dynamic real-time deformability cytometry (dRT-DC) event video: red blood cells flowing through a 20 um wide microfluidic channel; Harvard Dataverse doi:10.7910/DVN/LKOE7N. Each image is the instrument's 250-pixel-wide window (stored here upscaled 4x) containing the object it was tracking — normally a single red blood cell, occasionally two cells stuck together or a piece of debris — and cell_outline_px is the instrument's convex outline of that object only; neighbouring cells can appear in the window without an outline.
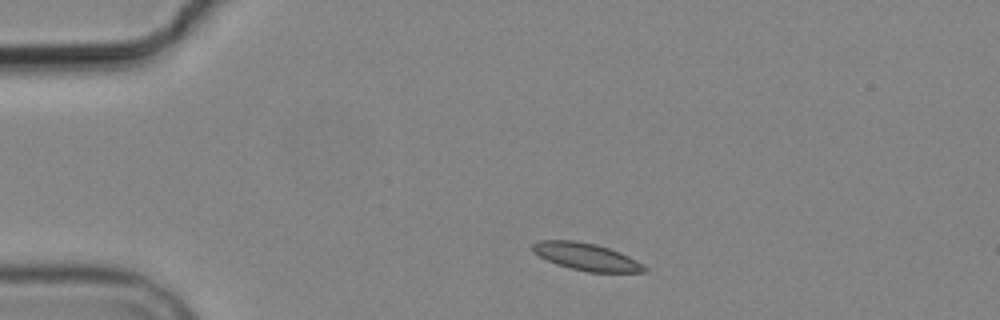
{"species": "common noctule bat (a hibernating species)", "species_latin": "Nyctalus noctula", "temperature_condition": "cold", "stored_images_in_passage": 4, "camera_frame_rate_fps": 3000, "um_per_image_px": 0.085, "animal": {"sex": "male", "body_mass_g": 19.2, "forearm_length_mm": 51.8}, "frame": {"image": 1, "passage_image": 2, "time_ms": 1.333, "image_size_px": [1000, 320], "cell_outline_px": [[648, 272], [588, 272], [568, 268], [556, 264], [532, 252], [532, 244], [540, 240], [576, 240], [596, 244], [620, 252], [644, 264], [648, 268]], "centroid_in_image_um": [49.85, 21.82], "position_along_channel_um": 35.2, "area_um2": 17.92}}
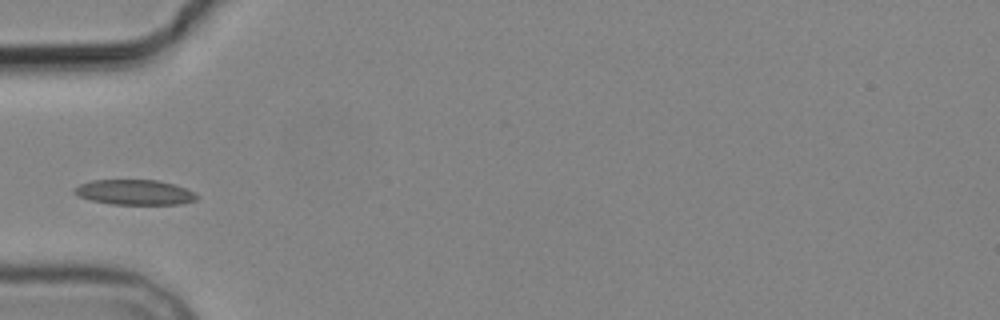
{"frame": {"image": 2, "passage_image": 4, "time_ms": 3.667, "image_size_px": [1000, 320], "cell_outline_px": [[200, 196], [196, 200], [180, 204], [112, 204], [88, 200], [76, 196], [72, 192], [72, 188], [80, 184], [92, 180], [156, 180], [172, 184], [196, 192]], "centroid_in_image_um": [11.4, 16.35], "position_along_channel_um": 73.6, "area_um2": 18.09}}